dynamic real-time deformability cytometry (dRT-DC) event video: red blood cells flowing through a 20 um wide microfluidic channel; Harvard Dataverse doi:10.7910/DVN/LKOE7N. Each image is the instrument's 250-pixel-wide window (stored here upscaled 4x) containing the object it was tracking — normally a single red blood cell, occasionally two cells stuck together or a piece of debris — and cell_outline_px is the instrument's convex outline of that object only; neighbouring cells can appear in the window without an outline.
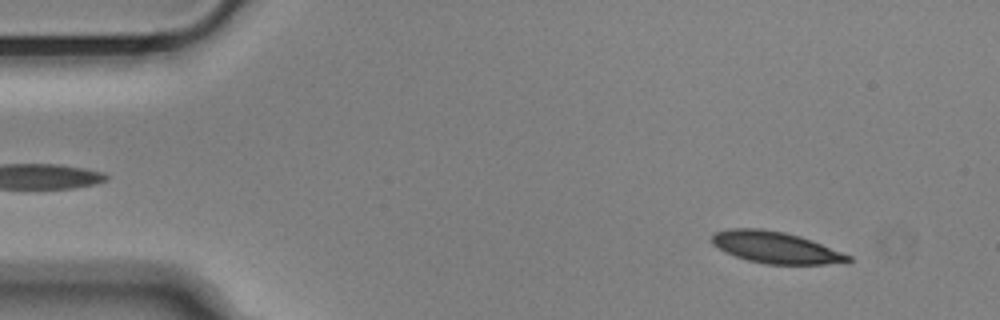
{"species": "Egyptian fruit bat (a non-hibernating species)", "species_latin": "Rousettus aegyptiacus", "temperature_condition": "cold", "stored_images_in_passage": 54, "camera_frame_rate_fps": 3000, "um_per_image_px": 0.085, "animal": {"sex": "male"}, "frame": {"image": 1, "passage_image": 5, "time_ms": 1.333, "image_size_px": [1000, 320], "cell_outline_px": [[852, 260], [848, 264], [764, 264], [748, 260], [736, 256], [712, 244], [712, 236], [716, 232], [728, 228], [760, 228], [784, 232], [800, 236], [812, 240], [852, 256]], "centroid_in_image_um": [66.0, 21.04], "position_along_channel_um": 19.0, "area_um2": 25.14}}
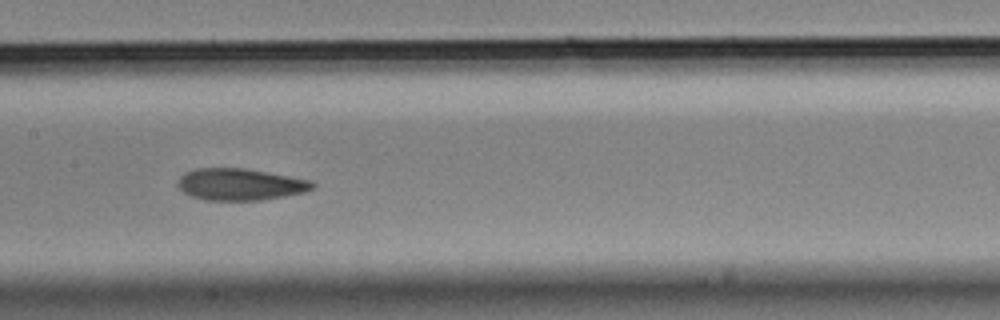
{"frame": {"image": 2, "passage_image": 26, "time_ms": 8.333, "image_size_px": [1000, 320], "cell_outline_px": [[316, 188], [304, 192], [284, 196], [260, 200], [204, 200], [192, 196], [184, 192], [176, 184], [176, 180], [180, 176], [188, 172], [200, 168], [244, 168], [312, 180], [316, 184]], "centroid_in_image_um": [20.44, 15.67], "position_along_channel_um": 187.0, "area_um2": 24.91}}
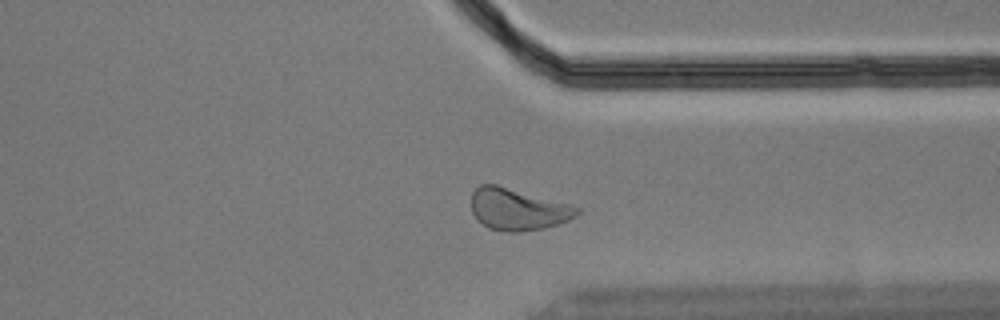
{"frame": {"image": 3, "passage_image": 41, "time_ms": 13.333, "image_size_px": [1000, 320], "cell_outline_px": [[580, 212], [576, 216], [568, 220], [544, 228], [520, 232], [508, 232], [488, 228], [476, 220], [472, 212], [472, 192], [480, 184], [496, 184], [572, 204], [580, 208]], "centroid_in_image_um": [44.01, 17.79], "position_along_channel_um": 367.4, "area_um2": 25.95}, "authors_computed_cell_mechanics": {"area_um2": 25.6921, "velocity_mm_per_s": 3.627, "shape_relaxation_time_tau1_ms": 3.5977, "shape_relaxation_time_tau2_ms": 2.3556, "deformation_change_tau1": 0.125, "deformation_change_tau2": 0.0875}}